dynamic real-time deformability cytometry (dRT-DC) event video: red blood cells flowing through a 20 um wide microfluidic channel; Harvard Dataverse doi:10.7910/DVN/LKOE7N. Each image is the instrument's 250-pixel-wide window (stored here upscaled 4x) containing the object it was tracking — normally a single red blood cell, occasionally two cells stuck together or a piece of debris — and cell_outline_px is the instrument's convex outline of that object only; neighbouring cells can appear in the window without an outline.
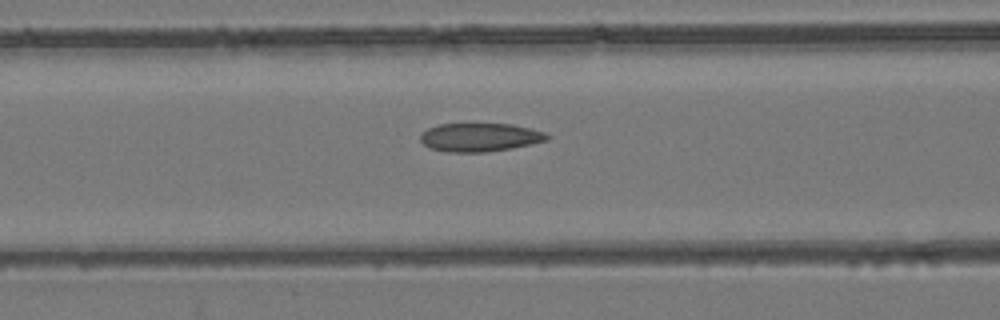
{"species": "common noctule bat (a hibernating species)", "species_latin": "Nyctalus noctula", "temperature_condition": "room temperature", "stored_images_in_passage": 24, "camera_frame_rate_fps": 3000, "um_per_image_px": 0.085, "animal": {"sex": "female", "body_mass_g": 24.6, "forearm_length_mm": 56.2}, "frame": {"image": 1, "passage_image": 7, "time_ms": 2.0, "image_size_px": [1000, 320], "cell_outline_px": [[552, 136], [548, 140], [532, 144], [512, 148], [484, 152], [448, 152], [432, 148], [424, 144], [420, 140], [420, 136], [428, 128], [440, 124], [512, 124], [544, 132]], "centroid_in_image_um": [40.82, 11.67], "position_along_channel_um": 125.8, "area_um2": 20.87}}
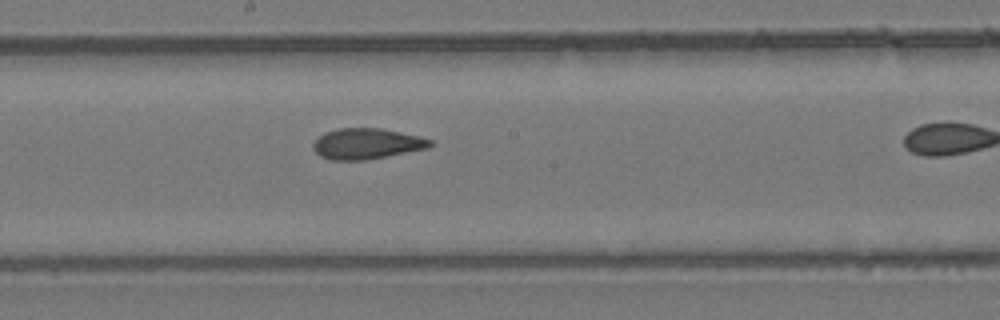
{"frame": {"image": 2, "passage_image": 14, "time_ms": 4.333, "image_size_px": [1000, 320], "cell_outline_px": [[436, 144], [428, 148], [368, 160], [332, 160], [320, 156], [312, 148], [312, 144], [324, 132], [336, 128], [380, 128], [420, 136], [432, 140]], "centroid_in_image_um": [31.19, 12.21], "position_along_channel_um": 217.0, "area_um2": 21.15}}
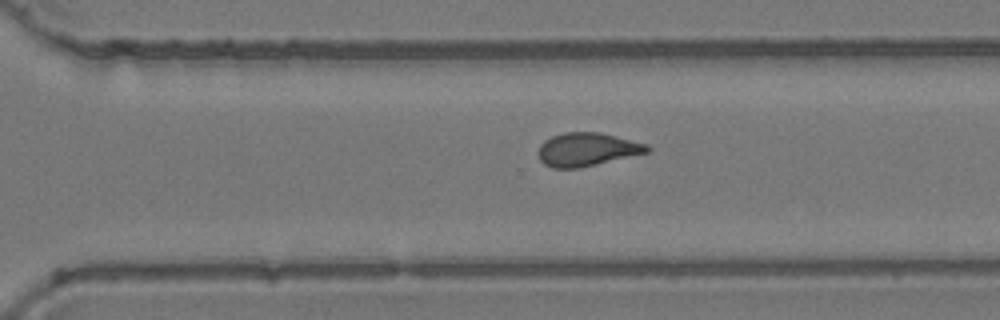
{"frame": {"image": 3, "passage_image": 22, "time_ms": 7.0, "image_size_px": [1000, 320], "cell_outline_px": [[652, 148], [648, 152], [580, 168], [552, 168], [544, 164], [540, 160], [536, 152], [540, 144], [544, 140], [552, 136], [564, 132], [600, 132], [648, 144]], "centroid_in_image_um": [49.87, 12.7], "position_along_channel_um": 320.7, "area_um2": 21.33}}